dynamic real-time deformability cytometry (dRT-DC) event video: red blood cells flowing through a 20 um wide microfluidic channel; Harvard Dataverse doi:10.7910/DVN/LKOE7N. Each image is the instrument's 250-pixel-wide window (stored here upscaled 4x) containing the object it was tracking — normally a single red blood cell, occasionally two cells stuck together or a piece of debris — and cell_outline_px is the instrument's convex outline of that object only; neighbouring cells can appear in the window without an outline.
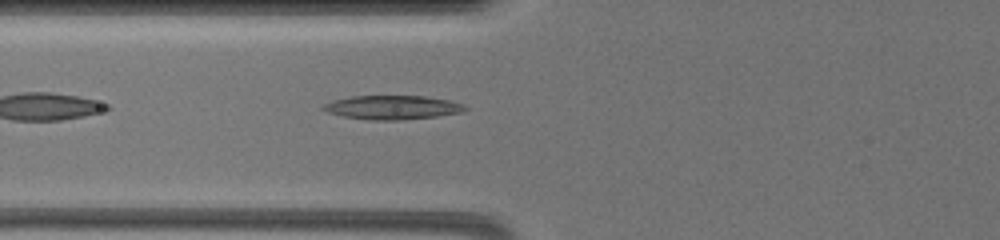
{"species": "common noctule bat (a hibernating species)", "species_latin": "Nyctalus noctula", "temperature_condition": "warm", "stored_images_in_passage": 71, "camera_frame_rate_fps": 3000, "um_per_image_px": 0.085, "animal": {"sex": "female", "body_mass_g": 19.5, "forearm_length_mm": 54.1}, "frame": {"image": 1, "passage_image": 4, "time_ms": 0.667, "image_size_px": [1000, 240], "cell_outline_px": [[468, 108], [460, 112], [436, 116], [396, 120], [368, 120], [344, 116], [328, 112], [320, 108], [324, 104], [332, 100], [352, 96], [424, 96], [448, 100], [464, 104]], "centroid_in_image_um": [33.32, 9.12], "position_along_channel_um": 92.5, "area_um2": 19.59}}
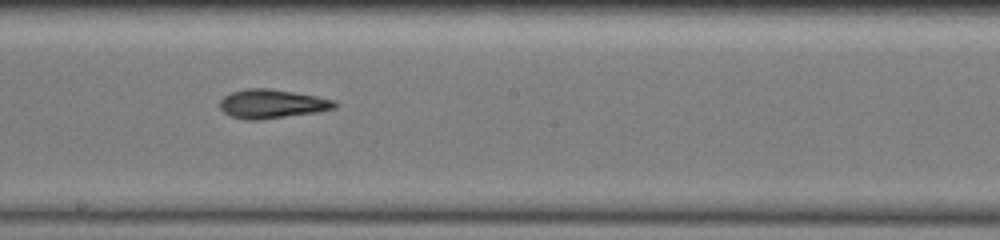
{"frame": {"image": 2, "passage_image": 26, "time_ms": 4.333, "image_size_px": [1000, 240], "cell_outline_px": [[340, 104], [336, 108], [316, 112], [256, 120], [244, 120], [232, 116], [224, 112], [220, 108], [220, 100], [224, 96], [232, 92], [244, 88], [268, 88], [316, 96], [336, 100]], "centroid_in_image_um": [23.13, 8.82], "position_along_channel_um": 225.1, "area_um2": 19.31}}
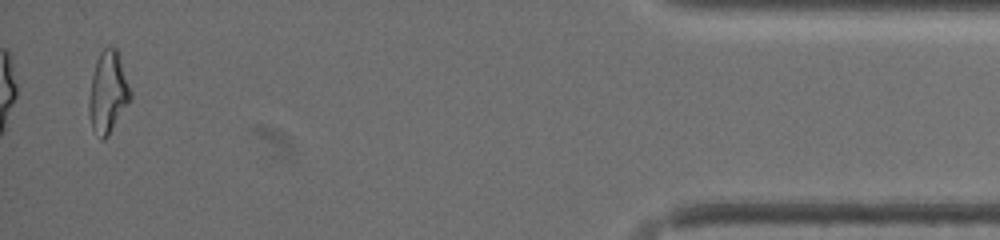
{"frame": {"image": 3, "passage_image": 68, "time_ms": 11.667, "image_size_px": [1000, 240], "cell_outline_px": [[132, 100], [108, 136], [104, 140], [100, 140], [92, 128], [88, 112], [88, 100], [92, 76], [96, 60], [100, 52], [104, 48], [116, 48], [132, 92]], "centroid_in_image_um": [9.18, 7.9], "position_along_channel_um": 426.0, "area_um2": 19.88}, "authors_computed_cell_mechanics": {"area_um2": 19.3052, "velocity_mm_per_s": 3.6111, "shape_relaxation_time_tau1_ms": 6.9257, "shape_relaxation_time_tau2_ms": 2.4569, "deformation_change_tau1": 0.2396, "deformation_change_tau2": 0.0983}}